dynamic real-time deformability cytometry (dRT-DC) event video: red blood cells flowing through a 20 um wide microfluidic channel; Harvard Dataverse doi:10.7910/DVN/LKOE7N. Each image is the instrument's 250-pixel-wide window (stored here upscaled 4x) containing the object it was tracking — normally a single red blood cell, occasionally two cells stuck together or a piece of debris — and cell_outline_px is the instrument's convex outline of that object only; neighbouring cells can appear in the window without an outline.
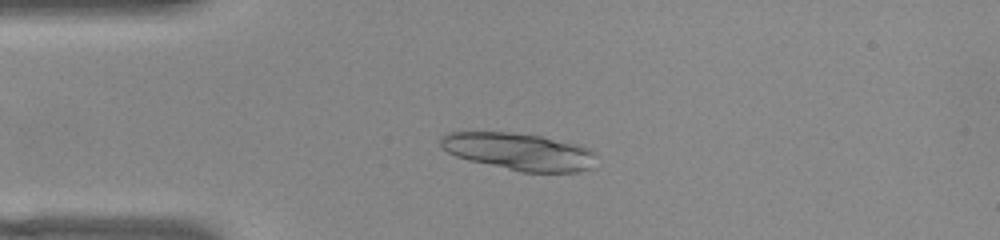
{"species": "common noctule bat (a hibernating species)", "species_latin": "Nyctalus noctula", "temperature_condition": "warm", "stored_images_in_passage": 44, "camera_frame_rate_fps": 3000, "um_per_image_px": 0.085, "animal": {"sex": "female", "body_mass_g": 22.0, "forearm_length_mm": 56.7}, "frame": {"image": 1, "passage_image": 4, "time_ms": 1.0, "image_size_px": [1000, 240], "cell_outline_px": [[596, 152], [592, 168], [580, 172], [520, 172], [468, 160], [456, 156], [448, 152], [440, 144], [440, 136], [448, 132], [512, 132], [540, 136], [580, 144]], "centroid_in_image_um": [44.14, 12.88], "position_along_channel_um": 40.9, "area_um2": 33.99}}